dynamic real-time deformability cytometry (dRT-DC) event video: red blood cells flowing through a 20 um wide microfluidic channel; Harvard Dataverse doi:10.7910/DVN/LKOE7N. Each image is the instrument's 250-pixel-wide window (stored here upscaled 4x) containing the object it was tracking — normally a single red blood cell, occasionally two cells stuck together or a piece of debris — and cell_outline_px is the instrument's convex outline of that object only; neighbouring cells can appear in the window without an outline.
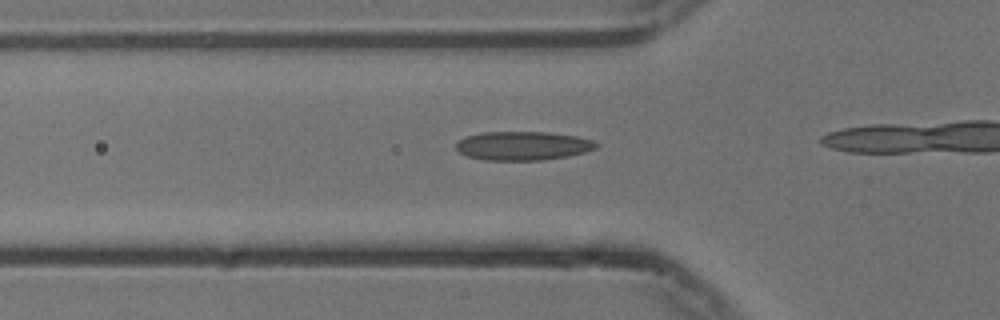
{"species": "common noctule bat (a hibernating species)", "species_latin": "Nyctalus noctula", "temperature_condition": "cold", "stored_images_in_passage": 17, "camera_frame_rate_fps": 3000, "um_per_image_px": 0.085, "animal": {"sex": "male", "body_mass_g": 13.3}, "frame": {"image": 1, "passage_image": 13, "time_ms": 4.0, "image_size_px": [1000, 320], "cell_outline_px": [[600, 144], [596, 148], [584, 152], [564, 156], [540, 160], [484, 160], [468, 156], [460, 152], [456, 148], [456, 144], [460, 140], [468, 136], [484, 132], [552, 132], [576, 136], [592, 140]], "centroid_in_image_um": [44.46, 12.38], "position_along_channel_um": 81.3, "area_um2": 23.29}}
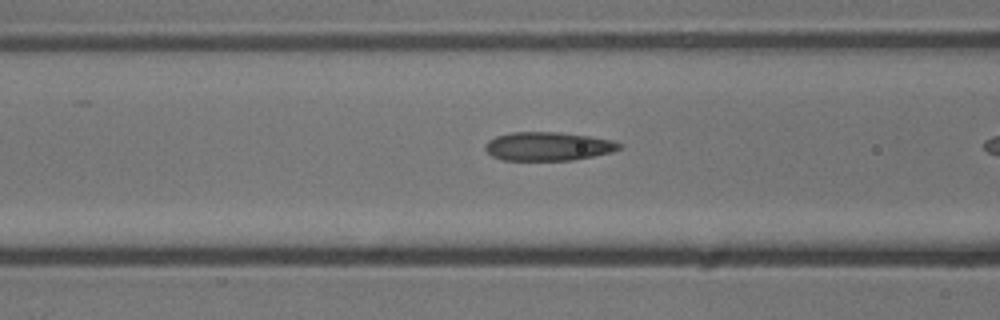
{"frame": {"image": 2, "passage_image": 16, "time_ms": 5.0, "image_size_px": [1000, 320], "cell_outline_px": [[620, 148], [612, 152], [572, 160], [504, 160], [492, 156], [484, 148], [484, 144], [488, 140], [496, 136], [512, 132], [560, 132], [588, 136], [612, 140], [620, 144]], "centroid_in_image_um": [46.54, 12.43], "position_along_channel_um": 120.1, "area_um2": 22.25}}